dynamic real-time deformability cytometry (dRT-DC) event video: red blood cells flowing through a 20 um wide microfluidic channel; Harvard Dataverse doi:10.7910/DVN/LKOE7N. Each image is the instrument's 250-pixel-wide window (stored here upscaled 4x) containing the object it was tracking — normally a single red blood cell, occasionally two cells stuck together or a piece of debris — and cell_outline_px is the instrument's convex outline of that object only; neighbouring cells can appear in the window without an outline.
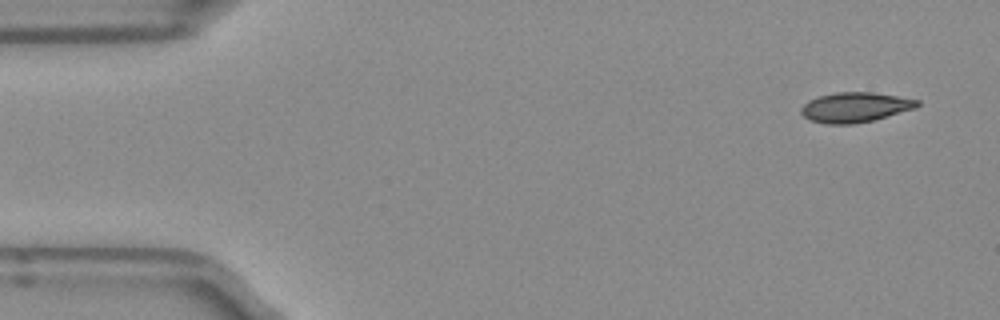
{"species": "Egyptian fruit bat (a non-hibernating species)", "species_latin": "Rousettus aegyptiacus", "temperature_condition": "room temperature", "stored_images_in_passage": 49, "camera_frame_rate_fps": 3000, "um_per_image_px": 0.085, "frame": {"image": 1, "passage_image": 1, "time_ms": 0.0, "image_size_px": [1000, 320], "cell_outline_px": [[920, 104], [916, 108], [872, 120], [852, 124], [828, 124], [812, 120], [804, 116], [800, 112], [800, 108], [808, 100], [820, 96], [836, 92], [872, 92], [920, 100]], "centroid_in_image_um": [72.68, 9.11], "position_along_channel_um": 12.3, "area_um2": 20.06}}
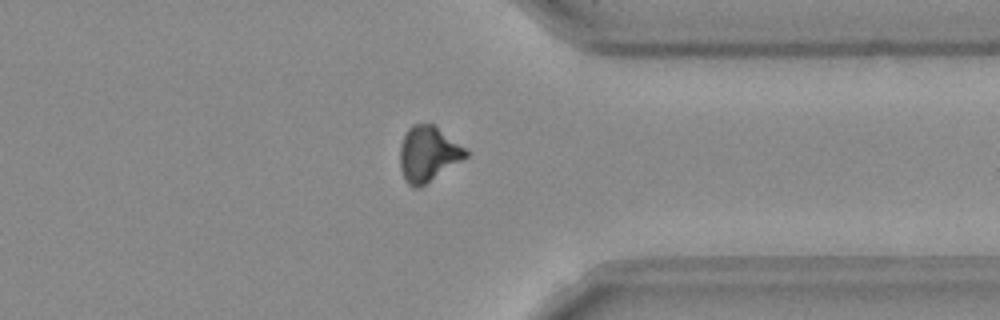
{"frame": {"image": 2, "passage_image": 37, "time_ms": 12.0, "image_size_px": [1000, 320], "cell_outline_px": [[468, 156], [420, 188], [416, 188], [408, 184], [400, 168], [400, 144], [408, 128], [412, 124], [432, 124], [464, 148], [468, 152]], "centroid_in_image_um": [36.36, 13.1], "position_along_channel_um": 375.0, "area_um2": 20.81}}
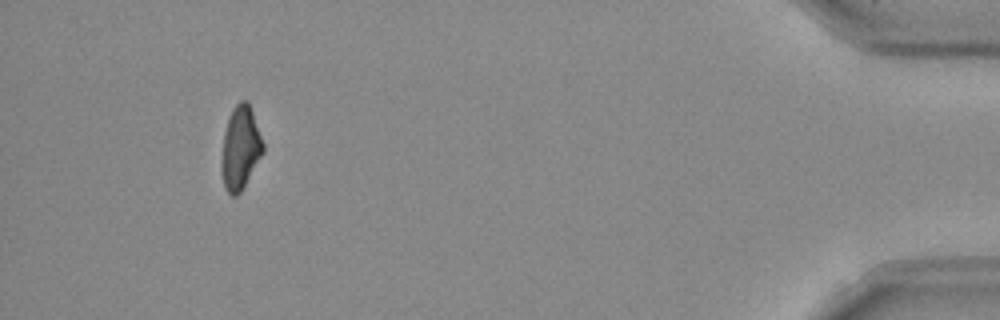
{"frame": {"image": 3, "passage_image": 45, "time_ms": 14.667, "image_size_px": [1000, 320], "cell_outline_px": [[264, 152], [244, 188], [236, 196], [232, 196], [224, 188], [220, 168], [220, 160], [224, 132], [228, 116], [232, 108], [240, 100], [248, 100], [264, 144]], "centroid_in_image_um": [20.41, 12.59], "position_along_channel_um": 414.8, "area_um2": 20.63}, "authors_computed_cell_mechanics": {"area_um2": 20.7502, "velocity_mm_per_s": 3.9705, "shape_relaxation_time_tau1_ms": 8.7803, "shape_relaxation_time_tau2_ms": 3.3023, "deformation_change_tau1": 0.2, "deformation_change_tau2": 0.0918}}